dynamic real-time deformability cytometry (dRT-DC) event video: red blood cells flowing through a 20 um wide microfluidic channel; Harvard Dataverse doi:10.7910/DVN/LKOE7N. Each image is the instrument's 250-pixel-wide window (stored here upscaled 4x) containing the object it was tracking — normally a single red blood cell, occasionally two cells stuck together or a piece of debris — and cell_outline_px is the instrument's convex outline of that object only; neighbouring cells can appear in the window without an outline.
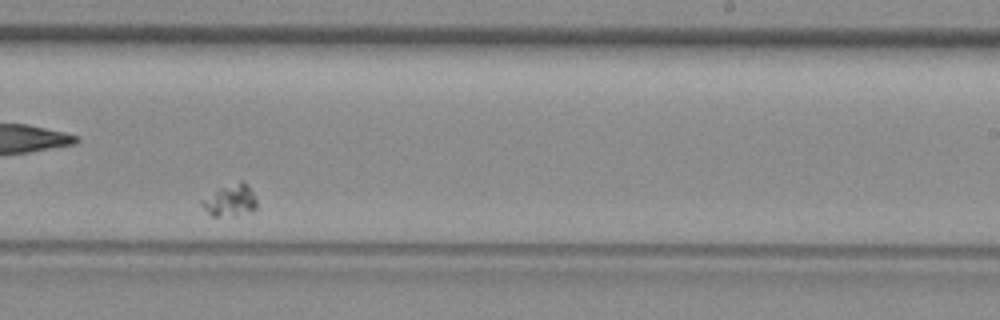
{"species": "common noctule bat (a hibernating species)", "species_latin": "Nyctalus noctula", "temperature_condition": "room temperature", "stored_images_in_passage": 35, "camera_frame_rate_fps": 3000, "um_per_image_px": 0.085, "animal": {"sex": "female", "body_mass_g": 29.2, "forearm_length_mm": 56.3}, "frame": {"image": 1, "passage_image": 18, "time_ms": 5.667, "image_size_px": [1000, 320], "cell_outline_px": [[256, 208], [252, 212], [236, 216], [212, 216], [200, 204], [200, 200], [220, 188], [240, 180], [244, 180], [248, 184], [256, 196]], "centroid_in_image_um": [19.61, 17.03], "position_along_channel_um": 269.4, "area_um2": 10.4}}